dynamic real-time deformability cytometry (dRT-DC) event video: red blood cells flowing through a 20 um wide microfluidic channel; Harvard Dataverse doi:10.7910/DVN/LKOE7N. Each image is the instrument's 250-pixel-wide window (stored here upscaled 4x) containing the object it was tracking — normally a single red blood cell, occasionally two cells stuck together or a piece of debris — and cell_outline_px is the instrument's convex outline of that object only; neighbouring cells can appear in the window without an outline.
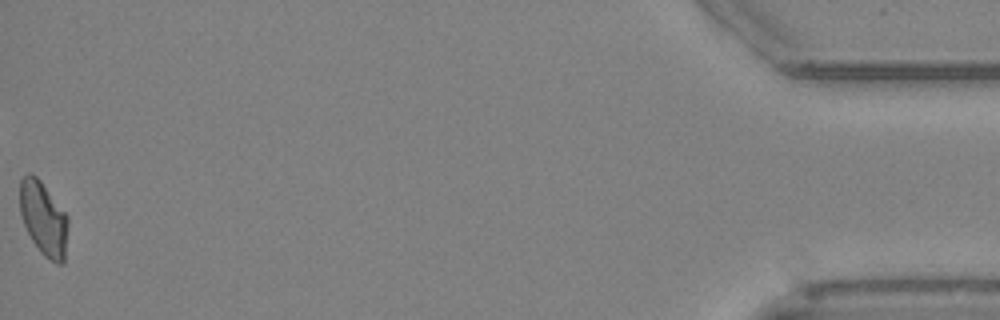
{"species": "Egyptian fruit bat (a non-hibernating species)", "species_latin": "Rousettus aegyptiacus", "temperature_condition": "cold", "stored_images_in_passage": 52, "camera_frame_rate_fps": 3000, "um_per_image_px": 0.085, "animal": {"sex": "female"}, "frame": {"image": 1, "passage_image": 52, "time_ms": 17.0, "image_size_px": [1000, 320], "cell_outline_px": [[68, 224], [64, 264], [56, 264], [44, 256], [40, 252], [32, 240], [24, 224], [20, 212], [20, 180], [28, 172], [32, 172], [40, 180], [68, 216]], "centroid_in_image_um": [3.7, 18.59], "position_along_channel_um": 431.5, "area_um2": 20.75}}